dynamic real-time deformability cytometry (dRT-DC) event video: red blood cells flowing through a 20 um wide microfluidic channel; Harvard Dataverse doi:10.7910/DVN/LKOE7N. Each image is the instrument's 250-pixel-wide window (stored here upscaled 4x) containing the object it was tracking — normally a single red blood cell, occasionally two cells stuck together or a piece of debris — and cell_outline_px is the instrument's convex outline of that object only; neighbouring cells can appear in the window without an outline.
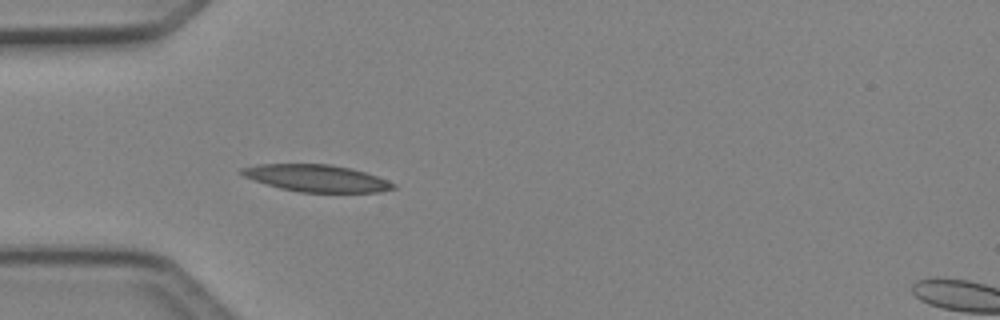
{"species": "Egyptian fruit bat (a non-hibernating species)", "species_latin": "Rousettus aegyptiacus", "temperature_condition": "cold", "stored_images_in_passage": 30, "camera_frame_rate_fps": 3000, "um_per_image_px": 0.085, "animal": {"sex": "female"}, "frame": {"image": 1, "passage_image": 3, "time_ms": 0.667, "image_size_px": [1000, 320], "cell_outline_px": [[396, 188], [380, 192], [300, 192], [280, 188], [244, 176], [240, 172], [240, 168], [256, 164], [328, 164], [352, 168], [388, 180], [396, 184]], "centroid_in_image_um": [26.93, 15.14], "position_along_channel_um": 58.1, "area_um2": 23.7}}
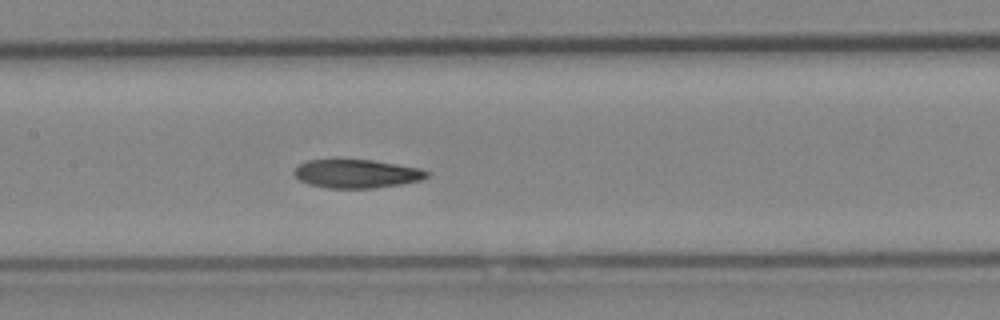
{"frame": {"image": 2, "passage_image": 12, "time_ms": 3.667, "image_size_px": [1000, 320], "cell_outline_px": [[428, 176], [420, 180], [400, 184], [372, 188], [324, 188], [308, 184], [300, 180], [292, 172], [300, 164], [308, 160], [372, 160], [420, 168], [428, 172]], "centroid_in_image_um": [30.29, 14.77], "position_along_channel_um": 177.1, "area_um2": 21.85}}
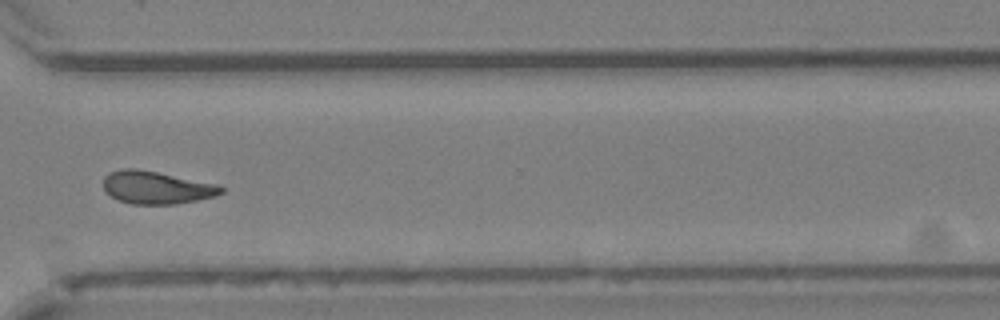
{"frame": {"image": 3, "passage_image": 25, "time_ms": 8.0, "image_size_px": [1000, 320], "cell_outline_px": [[224, 192], [216, 196], [176, 204], [132, 204], [120, 200], [104, 192], [104, 176], [120, 168], [136, 168], [216, 184], [224, 188]], "centroid_in_image_um": [13.29, 15.94], "position_along_channel_um": 357.3, "area_um2": 22.25}, "authors_computed_cell_mechanics": {"area_um2": 22.3686, "velocity_mm_per_s": 4.1341, "shape_relaxation_time_tau1_ms": null, "shape_relaxation_time_tau2_ms": 4.6185, "deformation_change_tau1": null, "deformation_change_tau2": 0.1152}}